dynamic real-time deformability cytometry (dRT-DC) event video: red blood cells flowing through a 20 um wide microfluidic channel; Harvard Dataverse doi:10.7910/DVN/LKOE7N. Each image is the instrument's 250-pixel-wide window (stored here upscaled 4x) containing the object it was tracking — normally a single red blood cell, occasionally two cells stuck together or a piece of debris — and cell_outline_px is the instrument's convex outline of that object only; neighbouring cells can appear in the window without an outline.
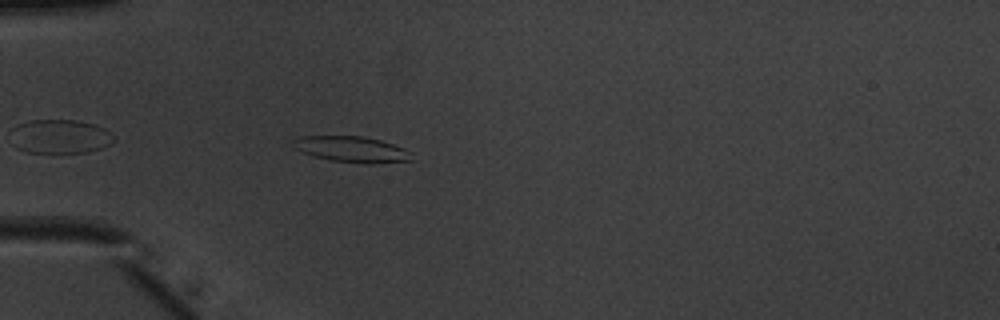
{"species": "common noctule bat (a hibernating species)", "species_latin": "Nyctalus noctula", "temperature_condition": "warm", "stored_images_in_passage": 38, "camera_frame_rate_fps": 3000, "um_per_image_px": 0.085, "animal": {"sex": "male", "body_mass_g": 20.1, "forearm_length_mm": 53.5}, "frame": {"image": 1, "passage_image": 4, "time_ms": 1.0, "image_size_px": [1000, 320], "cell_outline_px": [[412, 160], [372, 164], [364, 164], [332, 160], [312, 156], [296, 148], [292, 144], [292, 140], [300, 136], [364, 136], [380, 140], [404, 148], [412, 152]], "centroid_in_image_um": [29.92, 12.69], "position_along_channel_um": 55.1, "area_um2": 17.92}}
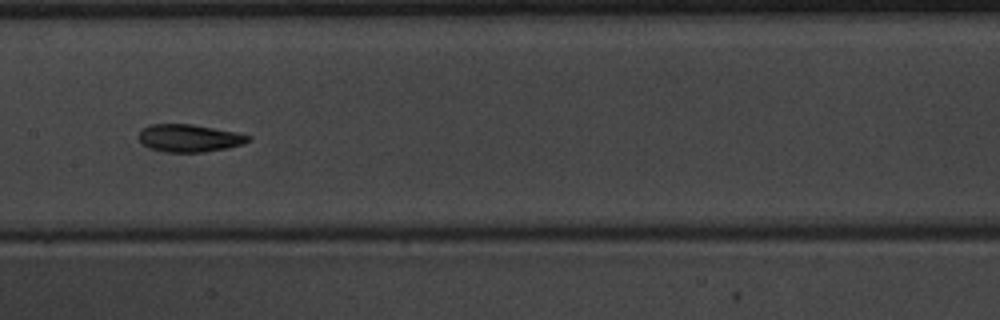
{"frame": {"image": 2, "passage_image": 15, "time_ms": 4.667, "image_size_px": [1000, 320], "cell_outline_px": [[252, 140], [244, 144], [228, 148], [204, 152], [164, 152], [148, 148], [140, 140], [140, 132], [148, 124], [192, 124], [236, 132], [252, 136]], "centroid_in_image_um": [16.14, 11.74], "position_along_channel_um": 191.3, "area_um2": 17.69}}
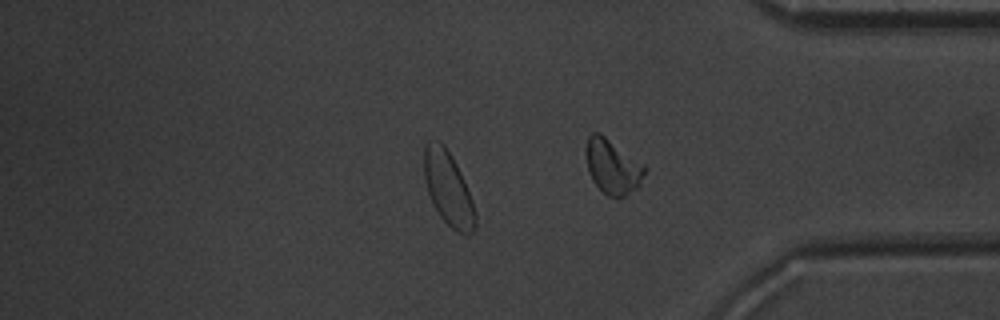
{"frame": {"image": 3, "passage_image": 30, "time_ms": 9.667, "image_size_px": [1000, 320], "cell_outline_px": [[476, 224], [472, 232], [468, 236], [464, 236], [456, 232], [440, 216], [428, 192], [424, 180], [424, 148], [428, 140], [440, 140], [444, 144], [456, 164], [460, 172], [472, 200], [476, 212]], "centroid_in_image_um": [38.1, 16.03], "position_along_channel_um": 397.1, "area_um2": 21.96}, "authors_computed_cell_mechanics": {"area_um2": 17.8024, "velocity_mm_per_s": 3.9822, "shape_relaxation_time_tau1_ms": 3.5348, "shape_relaxation_time_tau2_ms": 1.698, "deformation_change_tau1": 0.1449, "deformation_change_tau2": 0.0732}}